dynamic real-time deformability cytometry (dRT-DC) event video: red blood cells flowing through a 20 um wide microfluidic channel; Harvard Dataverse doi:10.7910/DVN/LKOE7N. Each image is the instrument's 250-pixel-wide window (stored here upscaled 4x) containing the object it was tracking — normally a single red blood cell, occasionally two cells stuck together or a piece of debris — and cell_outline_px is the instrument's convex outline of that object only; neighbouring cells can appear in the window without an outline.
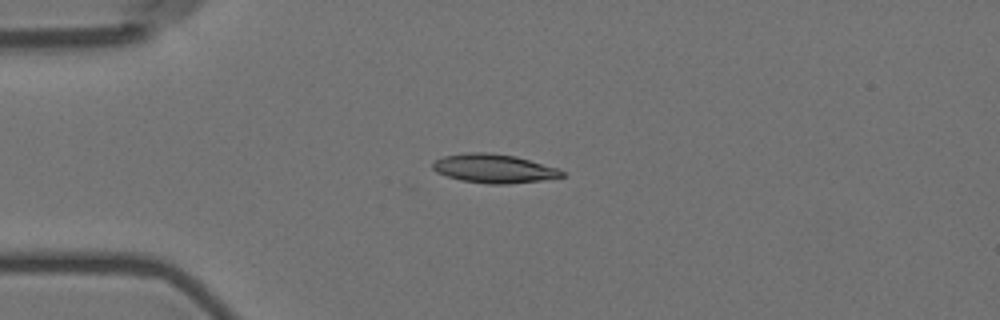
{"species": "Egyptian fruit bat (a non-hibernating species)", "species_latin": "Rousettus aegyptiacus", "temperature_condition": "room temperature", "stored_images_in_passage": 12, "camera_frame_rate_fps": 3000, "um_per_image_px": 0.085, "animal": {"sex": "female"}, "frame": {"image": 1, "passage_image": 1, "time_ms": 0.0, "image_size_px": [1000, 320], "cell_outline_px": [[564, 176], [540, 180], [508, 184], [488, 184], [460, 180], [436, 172], [432, 168], [432, 164], [436, 160], [444, 156], [468, 152], [488, 152], [516, 156], [556, 168], [564, 172]], "centroid_in_image_um": [41.95, 14.32], "position_along_channel_um": 43.1, "area_um2": 21.5}}
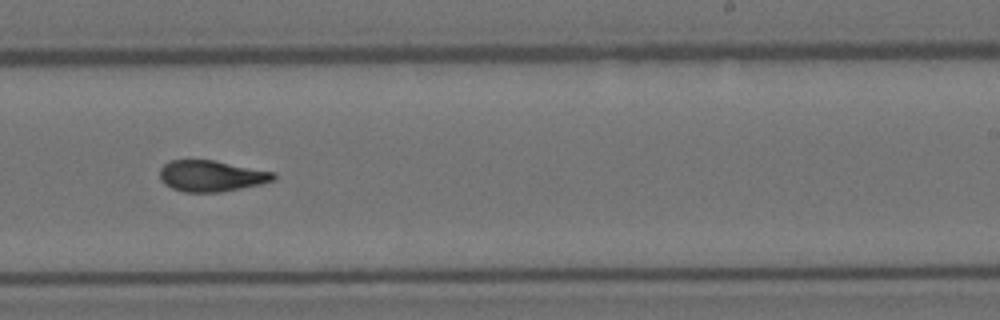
{"frame": {"image": 2, "passage_image": 7, "time_ms": 7.0, "image_size_px": [1000, 320], "cell_outline_px": [[276, 180], [260, 184], [220, 192], [184, 192], [172, 188], [164, 184], [160, 180], [160, 168], [164, 164], [172, 160], [212, 160], [276, 172]], "centroid_in_image_um": [17.97, 14.96], "position_along_channel_um": 271.0, "area_um2": 20.63}}
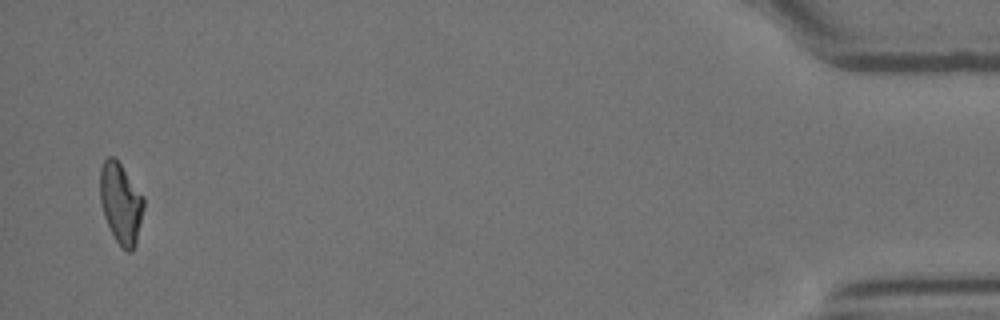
{"frame": {"image": 3, "passage_image": 12, "time_ms": 13.667, "image_size_px": [1000, 320], "cell_outline_px": [[144, 208], [136, 244], [132, 252], [128, 252], [120, 248], [104, 216], [100, 200], [100, 168], [104, 160], [108, 156], [116, 156], [144, 196]], "centroid_in_image_um": [10.28, 17.25], "position_along_channel_um": 424.9, "area_um2": 20.87}, "authors_computed_cell_mechanics": {"area_um2": 20.8947, "velocity_mm_per_s": 3.5955, "shape_relaxation_time_tau1_ms": null, "shape_relaxation_time_tau2_ms": 2.1266, "deformation_change_tau1": null, "deformation_change_tau2": 0.0707}}